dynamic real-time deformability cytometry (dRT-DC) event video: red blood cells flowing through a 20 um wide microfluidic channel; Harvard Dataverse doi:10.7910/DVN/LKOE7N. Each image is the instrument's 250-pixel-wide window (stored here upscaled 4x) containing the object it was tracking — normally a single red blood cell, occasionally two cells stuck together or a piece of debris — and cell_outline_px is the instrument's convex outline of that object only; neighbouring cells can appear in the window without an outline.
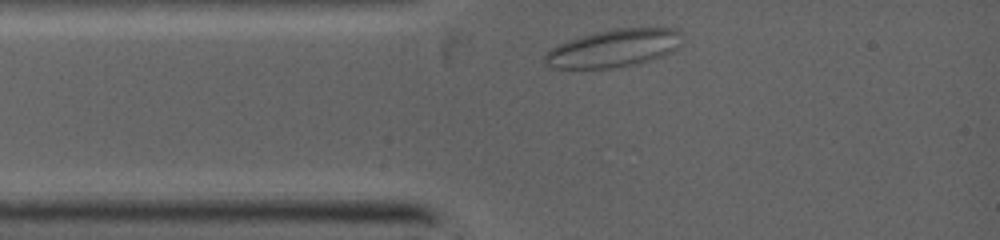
{"species": "common noctule bat (a hibernating species)", "species_latin": "Nyctalus noctula", "temperature_condition": "warm", "stored_images_in_passage": 2, "camera_frame_rate_fps": 5000, "um_per_image_px": 0.085, "animal": {"sex": "female", "body_mass_g": 19.0, "forearm_length_mm": 53.3}, "frame": {"image": 1, "passage_image": 1, "time_ms": 0.0, "image_size_px": [1000, 240], "cell_outline_px": [[680, 44], [672, 52], [664, 56], [636, 64], [608, 68], [552, 68], [544, 60], [544, 56], [552, 48], [568, 40], [580, 36], [596, 32], [616, 28], [676, 28], [680, 32]], "centroid_in_image_um": [52.19, 4.09], "position_along_channel_um": 32.8, "area_um2": 29.94}}